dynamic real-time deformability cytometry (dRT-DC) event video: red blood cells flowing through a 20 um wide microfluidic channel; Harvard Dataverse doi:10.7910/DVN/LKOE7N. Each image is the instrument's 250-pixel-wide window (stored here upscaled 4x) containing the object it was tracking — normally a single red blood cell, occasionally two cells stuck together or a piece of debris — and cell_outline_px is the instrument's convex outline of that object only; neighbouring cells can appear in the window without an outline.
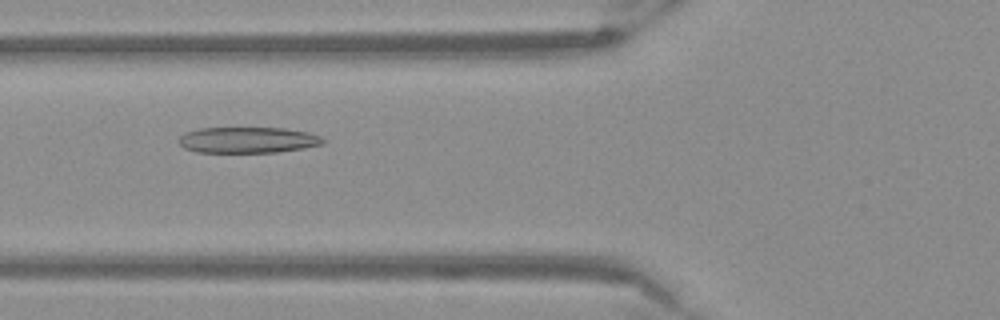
{"species": "Egyptian fruit bat (a non-hibernating species)", "species_latin": "Rousettus aegyptiacus", "temperature_condition": "warm", "stored_images_in_passage": 54, "camera_frame_rate_fps": 3000, "um_per_image_px": 0.085, "frame": {"image": 1, "passage_image": 21, "time_ms": 6.667, "image_size_px": [1000, 320], "cell_outline_px": [[328, 140], [324, 144], [304, 148], [276, 152], [196, 152], [184, 148], [176, 140], [184, 132], [200, 128], [284, 128], [308, 132], [320, 136]], "centroid_in_image_um": [21.07, 11.9], "position_along_channel_um": 104.7, "area_um2": 22.02}}
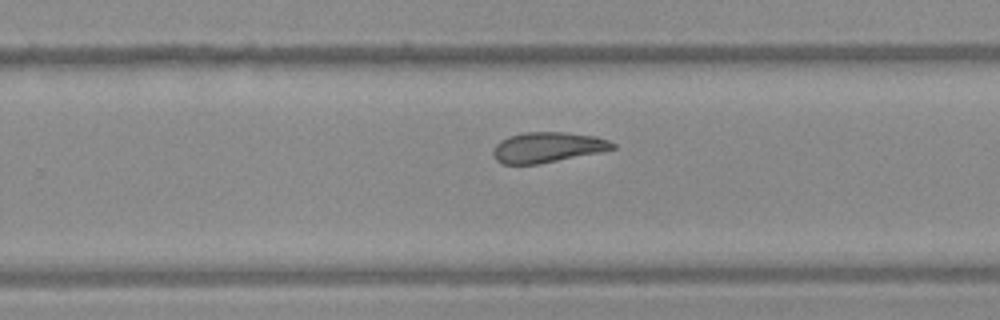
{"frame": {"image": 2, "passage_image": 35, "time_ms": 11.333, "image_size_px": [1000, 320], "cell_outline_px": [[616, 148], [600, 152], [536, 164], [500, 164], [492, 156], [492, 152], [496, 144], [500, 140], [508, 136], [524, 132], [564, 132], [596, 136], [608, 140], [616, 144]], "centroid_in_image_um": [46.51, 12.51], "position_along_channel_um": 283.3, "area_um2": 21.15}}
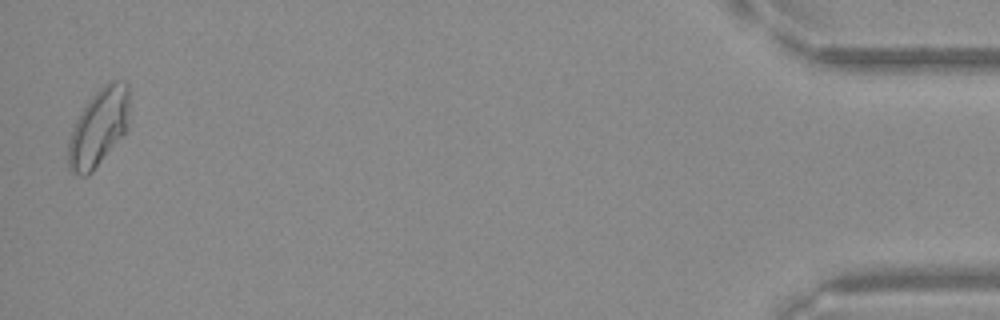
{"frame": {"image": 3, "passage_image": 53, "time_ms": 17.333, "image_size_px": [1000, 320], "cell_outline_px": [[128, 124], [124, 132], [92, 172], [88, 176], [80, 176], [72, 172], [68, 168], [68, 144], [72, 128], [80, 112], [92, 96], [104, 84], [112, 80], [128, 80]], "centroid_in_image_um": [8.37, 10.81], "position_along_channel_um": 426.8, "area_um2": 27.34}}